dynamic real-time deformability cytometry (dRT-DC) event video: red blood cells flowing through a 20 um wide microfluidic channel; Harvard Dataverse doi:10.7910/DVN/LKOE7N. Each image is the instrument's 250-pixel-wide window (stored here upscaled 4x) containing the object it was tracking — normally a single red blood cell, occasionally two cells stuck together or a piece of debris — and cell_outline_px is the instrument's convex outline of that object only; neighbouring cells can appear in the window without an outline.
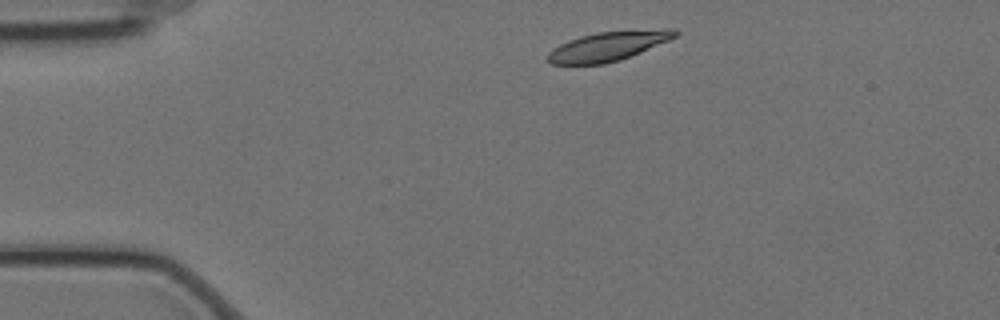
{"species": "Egyptian fruit bat (a non-hibernating species)", "species_latin": "Rousettus aegyptiacus", "temperature_condition": "cold", "stored_images_in_passage": 2, "camera_frame_rate_fps": 3000, "um_per_image_px": 0.085, "animal": {"sex": "female"}, "frame": {"image": 1, "passage_image": 1, "time_ms": 0.0, "image_size_px": [1000, 320], "cell_outline_px": [[680, 32], [676, 36], [668, 40], [640, 52], [620, 60], [604, 64], [552, 64], [548, 60], [548, 52], [560, 44], [568, 40], [580, 36], [596, 32], [664, 28], [676, 28]], "centroid_in_image_um": [51.72, 3.91], "position_along_channel_um": 33.3, "area_um2": 21.73}}